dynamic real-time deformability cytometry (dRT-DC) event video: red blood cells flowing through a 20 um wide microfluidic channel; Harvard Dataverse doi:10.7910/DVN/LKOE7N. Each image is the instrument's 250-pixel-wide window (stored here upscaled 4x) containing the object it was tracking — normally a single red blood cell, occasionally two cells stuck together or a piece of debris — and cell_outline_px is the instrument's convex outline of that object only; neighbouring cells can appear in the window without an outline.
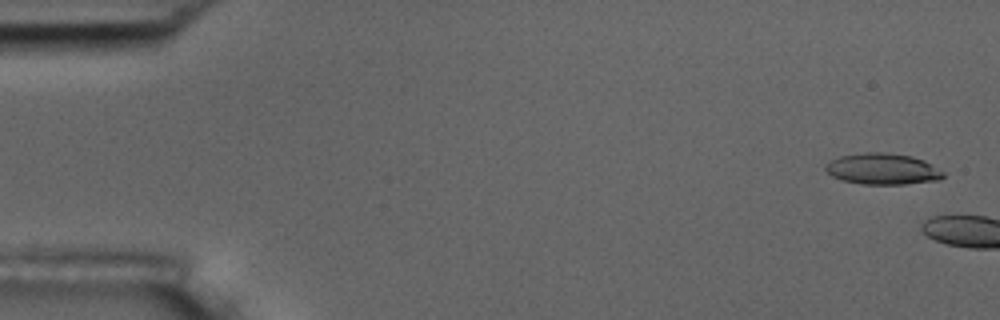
{"species": "common noctule bat (a hibernating species)", "species_latin": "Nyctalus noctula", "temperature_condition": "room temperature", "stored_images_in_passage": 2, "camera_frame_rate_fps": 3000, "um_per_image_px": 0.085, "animal": {"sex": "male", "body_mass_g": 17.5, "forearm_length_mm": 52.3}, "frame": {"image": 1, "passage_image": 1, "time_ms": 0.0, "image_size_px": [1000, 320], "cell_outline_px": [[944, 176], [940, 180], [904, 184], [860, 184], [844, 180], [832, 176], [824, 168], [824, 164], [840, 156], [864, 152], [888, 152], [912, 156], [924, 160], [944, 172]], "centroid_in_image_um": [75.03, 14.35], "position_along_channel_um": 10.0, "area_um2": 21.44}}